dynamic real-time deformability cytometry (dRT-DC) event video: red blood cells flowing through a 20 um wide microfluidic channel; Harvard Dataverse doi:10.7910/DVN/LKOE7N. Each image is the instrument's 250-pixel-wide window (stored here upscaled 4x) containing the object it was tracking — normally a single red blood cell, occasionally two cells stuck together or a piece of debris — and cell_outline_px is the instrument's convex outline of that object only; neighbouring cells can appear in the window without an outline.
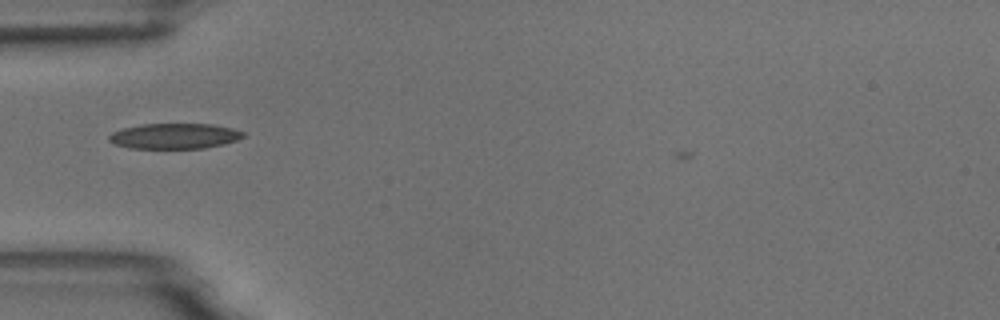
{"species": "common noctule bat (a hibernating species)", "species_latin": "Nyctalus noctula", "temperature_condition": "room temperature", "stored_images_in_passage": 3, "camera_frame_rate_fps": 3000, "um_per_image_px": 0.085, "animal": {"sex": "male", "body_mass_g": 18.8}, "frame": {"image": 1, "passage_image": 3, "time_ms": 2.333, "image_size_px": [1000, 320], "cell_outline_px": [[244, 136], [236, 140], [224, 144], [204, 148], [128, 148], [116, 144], [108, 140], [108, 136], [112, 132], [124, 128], [140, 124], [212, 124], [232, 128], [244, 132]], "centroid_in_image_um": [14.82, 11.56], "position_along_channel_um": 70.2, "area_um2": 19.83}}